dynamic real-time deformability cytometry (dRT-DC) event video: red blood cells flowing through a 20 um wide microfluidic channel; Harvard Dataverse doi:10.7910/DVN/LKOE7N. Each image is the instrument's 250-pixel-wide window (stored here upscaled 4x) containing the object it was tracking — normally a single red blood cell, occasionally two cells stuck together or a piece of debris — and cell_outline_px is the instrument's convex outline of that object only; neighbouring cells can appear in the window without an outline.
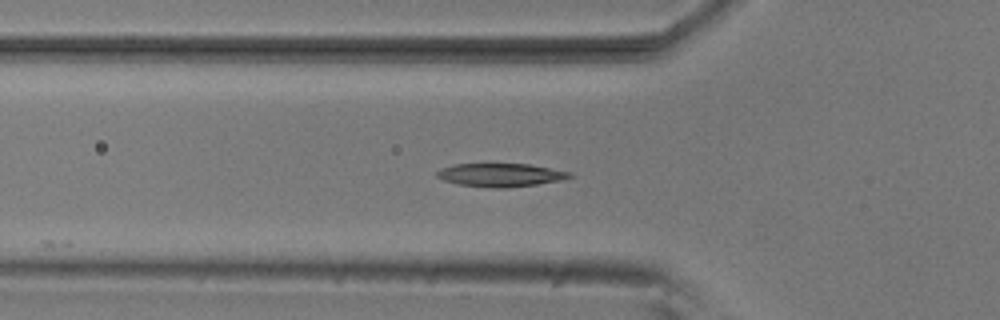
{"species": "common noctule bat (a hibernating species)", "species_latin": "Nyctalus noctula", "temperature_condition": "room temperature", "stored_images_in_passage": 7, "camera_frame_rate_fps": 3000, "um_per_image_px": 0.085, "animal": {"sex": "male", "body_mass_g": 20.5, "forearm_length_mm": 52.5}, "frame": {"image": 1, "passage_image": 7, "time_ms": 2.0, "image_size_px": [1000, 320], "cell_outline_px": [[576, 176], [560, 180], [536, 184], [508, 188], [492, 188], [460, 184], [444, 180], [436, 176], [436, 172], [440, 168], [452, 164], [528, 164], [572, 172]], "centroid_in_image_um": [42.56, 14.87], "position_along_channel_um": 83.2, "area_um2": 18.03}}